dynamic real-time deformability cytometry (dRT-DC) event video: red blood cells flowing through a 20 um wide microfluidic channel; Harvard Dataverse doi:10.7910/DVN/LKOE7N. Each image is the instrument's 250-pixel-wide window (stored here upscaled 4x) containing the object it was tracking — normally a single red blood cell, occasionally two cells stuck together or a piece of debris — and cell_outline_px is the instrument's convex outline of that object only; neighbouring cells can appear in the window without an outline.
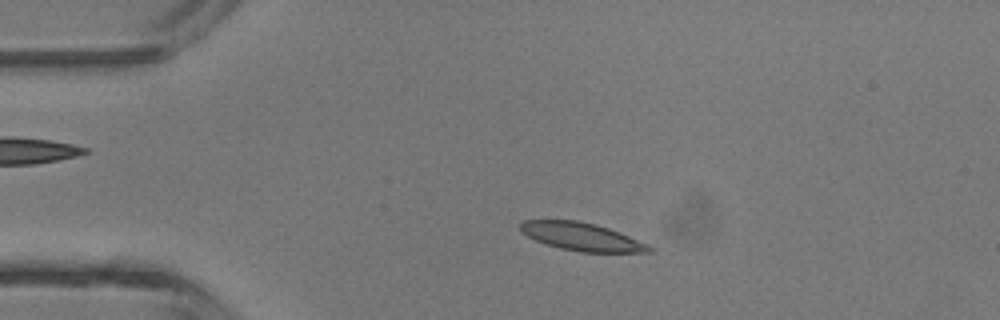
{"species": "common noctule bat (a hibernating species)", "species_latin": "Nyctalus noctula", "temperature_condition": "room temperature", "stored_images_in_passage": 3, "camera_frame_rate_fps": 3000, "um_per_image_px": 0.085, "animal": {"sex": "male", "body_mass_g": 13.3}, "frame": {"image": 1, "passage_image": 2, "time_ms": 1.0, "image_size_px": [1000, 320], "cell_outline_px": [[656, 252], [580, 252], [560, 248], [536, 240], [520, 232], [520, 224], [524, 220], [580, 220], [596, 224], [608, 228], [648, 244], [656, 248]], "centroid_in_image_um": [49.48, 20.12], "position_along_channel_um": 35.5, "area_um2": 20.98}}